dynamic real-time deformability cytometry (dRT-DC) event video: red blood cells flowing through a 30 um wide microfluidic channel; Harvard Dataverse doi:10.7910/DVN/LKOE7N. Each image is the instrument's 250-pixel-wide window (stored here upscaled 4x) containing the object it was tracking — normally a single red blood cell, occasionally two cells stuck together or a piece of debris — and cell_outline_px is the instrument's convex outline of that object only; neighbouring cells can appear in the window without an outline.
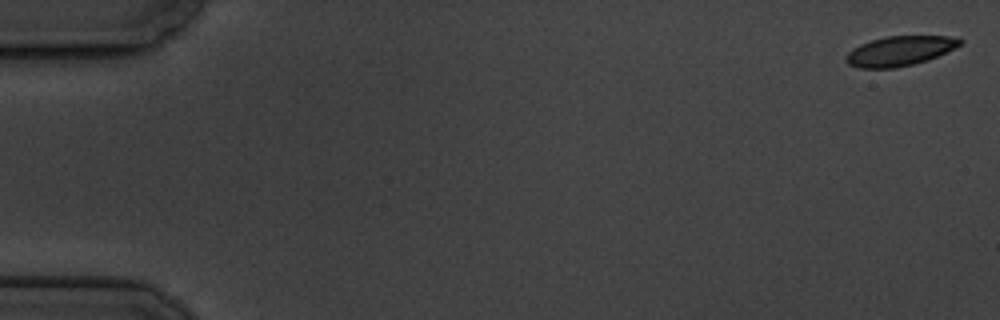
{"species": "common noctule bat (a hibernating species)", "species_latin": "Nyctalus noctula", "temperature_condition": "cold", "stored_images_in_passage": 4, "camera_frame_rate_fps": 3000, "um_per_image_px": 0.085, "animal": {"sex": "male", "body_mass_g": 19.5, "forearm_length_mm": 54.6}, "frame": {"image": 1, "passage_image": 1, "time_ms": 0.0, "image_size_px": [1000, 320], "cell_outline_px": [[964, 44], [928, 60], [896, 68], [860, 68], [848, 64], [844, 60], [844, 56], [852, 48], [860, 44], [872, 40], [888, 36], [948, 36], [964, 40]], "centroid_in_image_um": [76.47, 4.33], "position_along_channel_um": 8.5, "area_um2": 19.83}}